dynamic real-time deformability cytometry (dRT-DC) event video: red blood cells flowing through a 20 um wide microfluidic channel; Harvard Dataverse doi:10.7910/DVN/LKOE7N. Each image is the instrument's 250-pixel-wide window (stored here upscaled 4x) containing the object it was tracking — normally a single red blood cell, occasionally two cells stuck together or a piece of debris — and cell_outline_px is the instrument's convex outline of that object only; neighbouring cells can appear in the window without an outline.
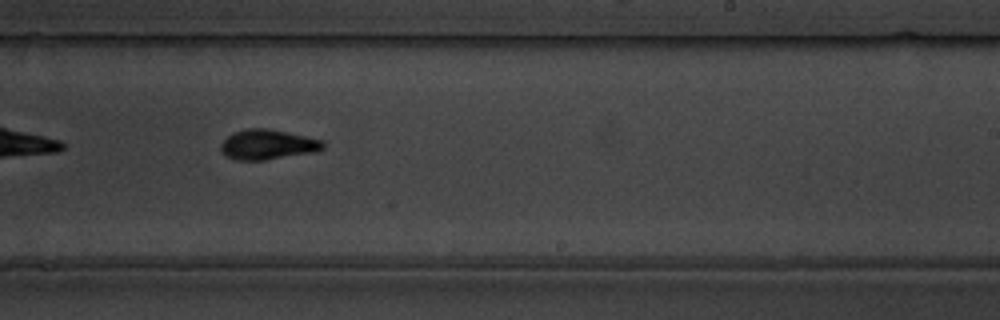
{"species": "common noctule bat (a hibernating species)", "species_latin": "Nyctalus noctula", "temperature_condition": "warm", "stored_images_in_passage": 30, "camera_frame_rate_fps": 3000, "um_per_image_px": 0.085, "animal": {"sex": "male", "body_mass_g": 19.5, "forearm_length_mm": 54.6}, "frame": {"image": 1, "passage_image": 18, "time_ms": 5.667, "image_size_px": [1000, 320], "cell_outline_px": [[324, 148], [312, 152], [264, 160], [236, 160], [228, 156], [220, 148], [220, 144], [228, 136], [236, 132], [248, 128], [268, 128], [324, 140]], "centroid_in_image_um": [22.76, 12.28], "position_along_channel_um": 266.2, "area_um2": 17.57}}